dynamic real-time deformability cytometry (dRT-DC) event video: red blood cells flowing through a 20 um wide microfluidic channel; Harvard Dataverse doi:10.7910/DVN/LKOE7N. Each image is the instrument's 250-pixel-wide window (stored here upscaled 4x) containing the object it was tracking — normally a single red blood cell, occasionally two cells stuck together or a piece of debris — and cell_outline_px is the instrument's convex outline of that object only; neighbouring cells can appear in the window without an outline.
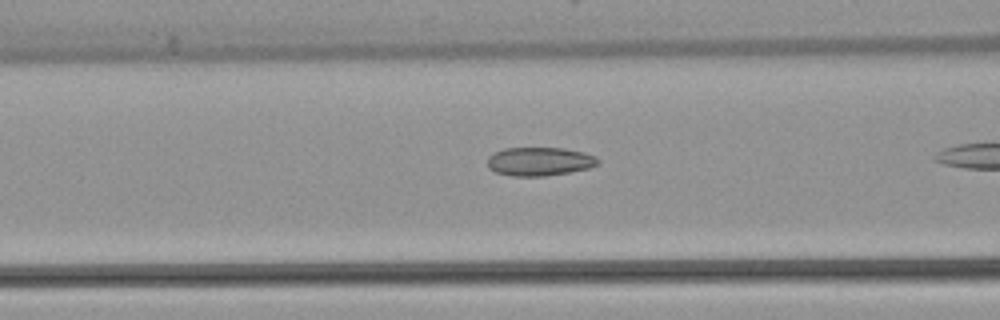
{"species": "common noctule bat (a hibernating species)", "species_latin": "Nyctalus noctula", "temperature_condition": "warm", "stored_images_in_passage": 26, "camera_frame_rate_fps": 3000, "um_per_image_px": 0.085, "animal": {"sex": "female", "body_mass_g": 22.7, "forearm_length_mm": 54.2}, "frame": {"image": 1, "passage_image": 6, "time_ms": 1.667, "image_size_px": [1000, 320], "cell_outline_px": [[600, 164], [588, 168], [568, 172], [544, 176], [512, 176], [496, 172], [488, 168], [488, 156], [504, 148], [564, 148], [584, 152], [596, 156], [600, 160]], "centroid_in_image_um": [45.88, 13.72], "position_along_channel_um": 120.7, "area_um2": 18.44}}
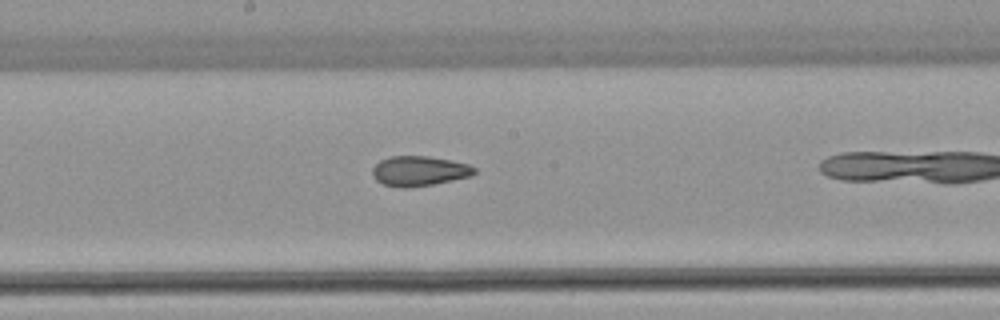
{"frame": {"image": 2, "passage_image": 13, "time_ms": 4.0, "image_size_px": [1000, 320], "cell_outline_px": [[476, 172], [472, 176], [412, 188], [400, 188], [384, 184], [376, 180], [372, 176], [372, 168], [380, 160], [392, 156], [428, 156], [468, 164], [476, 168]], "centroid_in_image_um": [35.61, 14.54], "position_along_channel_um": 212.6, "area_um2": 17.8}}
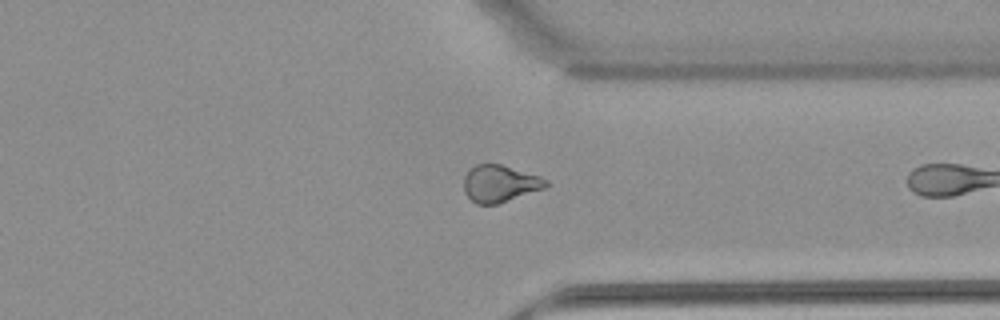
{"frame": {"image": 3, "passage_image": 25, "time_ms": 8.0, "image_size_px": [1000, 320], "cell_outline_px": [[548, 184], [544, 188], [496, 204], [476, 204], [464, 192], [464, 176], [476, 164], [500, 164], [540, 176], [548, 180]], "centroid_in_image_um": [42.48, 15.6], "position_along_channel_um": 368.9, "area_um2": 17.4}}